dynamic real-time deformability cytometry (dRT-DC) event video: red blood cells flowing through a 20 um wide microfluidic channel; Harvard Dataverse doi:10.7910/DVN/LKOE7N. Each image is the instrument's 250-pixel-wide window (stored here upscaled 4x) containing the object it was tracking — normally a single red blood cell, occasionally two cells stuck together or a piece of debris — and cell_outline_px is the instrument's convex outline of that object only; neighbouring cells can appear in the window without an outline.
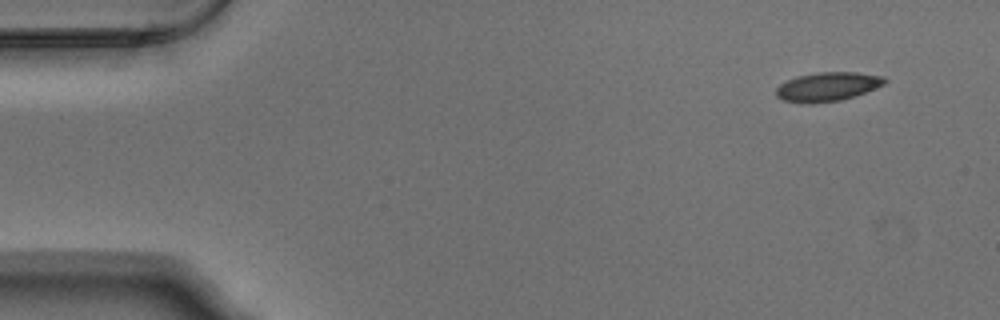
{"species": "Egyptian fruit bat (a non-hibernating species)", "species_latin": "Rousettus aegyptiacus", "temperature_condition": "warm", "stored_images_in_passage": 4, "camera_frame_rate_fps": 3000, "um_per_image_px": 0.085, "animal": {"sex": "male"}, "frame": {"image": 1, "passage_image": 1, "time_ms": 0.0, "image_size_px": [1000, 320], "cell_outline_px": [[888, 80], [884, 84], [864, 92], [840, 100], [812, 104], [804, 104], [784, 100], [776, 96], [776, 88], [780, 84], [796, 76], [820, 72], [856, 72], [884, 76]], "centroid_in_image_um": [70.32, 7.37], "position_along_channel_um": 14.7, "area_um2": 18.26}}
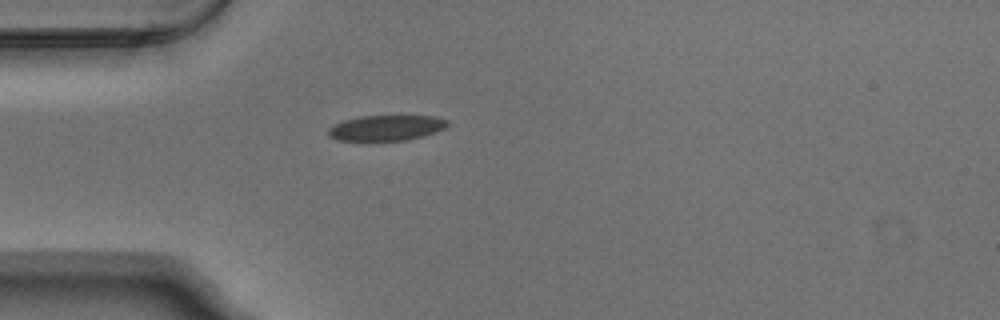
{"frame": {"image": 2, "passage_image": 4, "time_ms": 1.0, "image_size_px": [1000, 320], "cell_outline_px": [[448, 124], [444, 128], [436, 132], [424, 136], [408, 140], [336, 140], [328, 136], [328, 128], [344, 120], [360, 116], [436, 116], [448, 120]], "centroid_in_image_um": [32.85, 10.87], "position_along_channel_um": 52.2, "area_um2": 17.63}}